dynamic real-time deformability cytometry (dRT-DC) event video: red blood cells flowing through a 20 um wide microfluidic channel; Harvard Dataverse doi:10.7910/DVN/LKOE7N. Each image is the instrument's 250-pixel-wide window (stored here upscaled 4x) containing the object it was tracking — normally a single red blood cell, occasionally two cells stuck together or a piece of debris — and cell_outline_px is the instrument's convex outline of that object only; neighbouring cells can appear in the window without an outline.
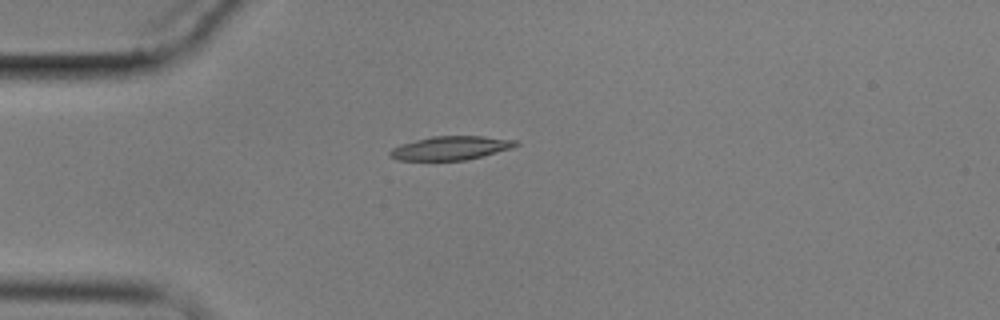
{"species": "common noctule bat (a hibernating species)", "species_latin": "Nyctalus noctula", "temperature_condition": "cold", "stored_images_in_passage": 6, "camera_frame_rate_fps": 3000, "um_per_image_px": 0.085, "animal": {"sex": "male", "body_mass_g": 17.9}, "frame": {"image": 1, "passage_image": 5, "time_ms": 4.667, "image_size_px": [1000, 320], "cell_outline_px": [[520, 144], [512, 148], [464, 160], [396, 160], [388, 156], [388, 152], [392, 148], [400, 144], [432, 136], [484, 136], [516, 140]], "centroid_in_image_um": [38.27, 12.58], "position_along_channel_um": 46.7, "area_um2": 17.34}}